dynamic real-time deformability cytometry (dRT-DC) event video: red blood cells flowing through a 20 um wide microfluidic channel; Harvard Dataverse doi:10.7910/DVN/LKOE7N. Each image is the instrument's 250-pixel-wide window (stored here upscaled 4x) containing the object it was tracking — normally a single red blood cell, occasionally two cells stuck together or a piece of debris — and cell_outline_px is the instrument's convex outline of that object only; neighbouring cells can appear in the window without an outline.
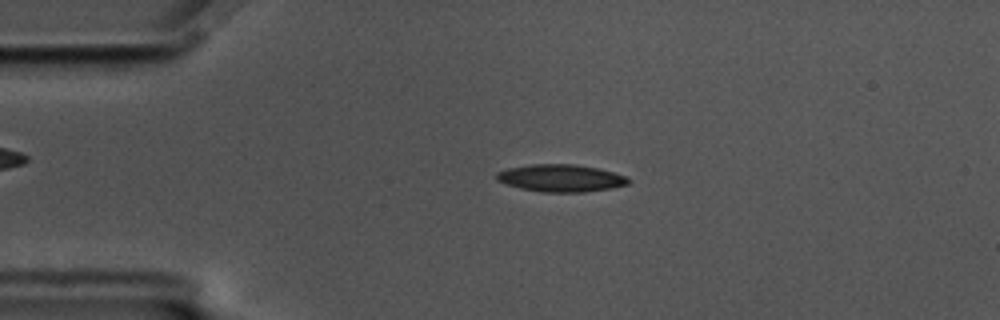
{"species": "common noctule bat (a hibernating species)", "species_latin": "Nyctalus noctula", "temperature_condition": "cold", "stored_images_in_passage": 57, "camera_frame_rate_fps": 3000, "um_per_image_px": 0.085, "animal": {"sex": "male", "body_mass_g": 17.5, "forearm_length_mm": 52.3}, "frame": {"image": 1, "passage_image": 12, "time_ms": 3.667, "image_size_px": [1000, 320], "cell_outline_px": [[632, 180], [628, 184], [612, 188], [584, 192], [540, 192], [520, 188], [496, 180], [496, 172], [508, 168], [532, 164], [572, 164], [596, 168], [612, 172], [624, 176]], "centroid_in_image_um": [47.66, 15.14], "position_along_channel_um": 37.3, "area_um2": 20.87}}
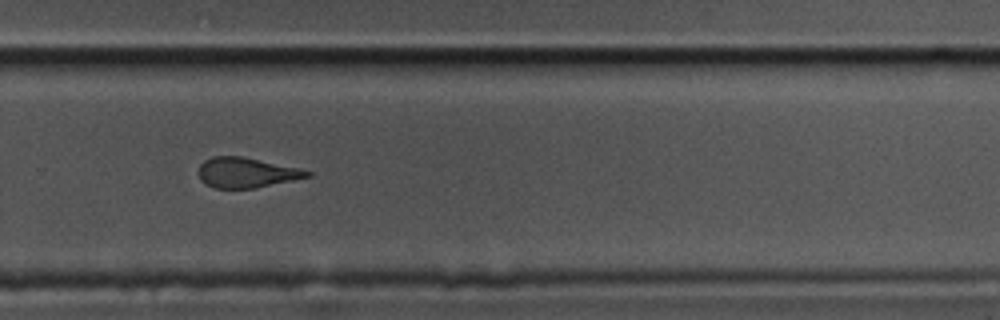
{"frame": {"image": 2, "passage_image": 38, "time_ms": 12.333, "image_size_px": [1000, 320], "cell_outline_px": [[312, 176], [256, 188], [216, 188], [204, 184], [200, 180], [196, 172], [200, 164], [204, 160], [212, 156], [240, 156], [300, 168], [312, 172]], "centroid_in_image_um": [20.9, 14.67], "position_along_channel_um": 308.9, "area_um2": 19.25}}
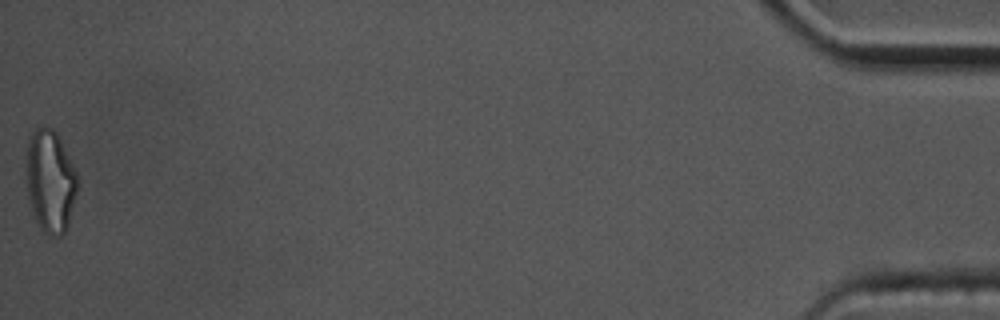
{"frame": {"image": 3, "passage_image": 57, "time_ms": 18.667, "image_size_px": [1000, 320], "cell_outline_px": [[76, 192], [68, 224], [64, 232], [60, 236], [48, 236], [44, 232], [36, 220], [28, 196], [24, 168], [28, 136], [36, 128], [44, 124], [52, 128], [56, 132], [76, 172]], "centroid_in_image_um": [4.22, 15.34], "position_along_channel_um": 431.0, "area_um2": 30.63}, "authors_computed_cell_mechanics": {"area_um2": 20.4612, "velocity_mm_per_s": 3.4848, "shape_relaxation_time_tau1_ms": 5.4388, "shape_relaxation_time_tau2_ms": 2.6169, "deformation_change_tau1": 0.1859, "deformation_change_tau2": 0.1208}}